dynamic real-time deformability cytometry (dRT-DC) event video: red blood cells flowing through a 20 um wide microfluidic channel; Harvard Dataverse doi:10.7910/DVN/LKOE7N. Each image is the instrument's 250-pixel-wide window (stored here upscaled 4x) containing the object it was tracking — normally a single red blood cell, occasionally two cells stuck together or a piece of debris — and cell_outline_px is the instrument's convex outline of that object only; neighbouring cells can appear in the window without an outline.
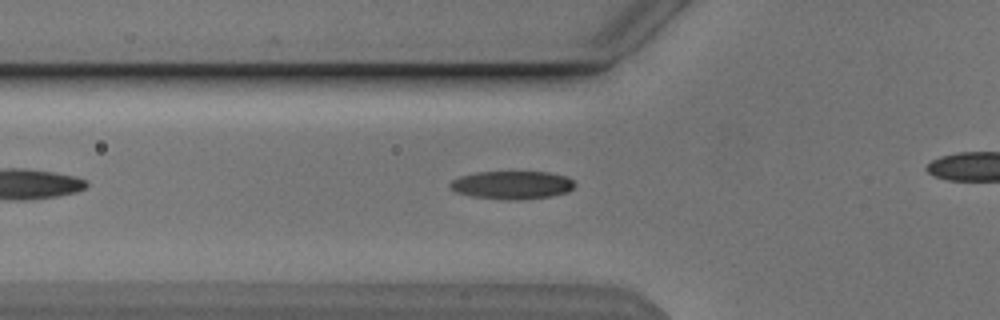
{"species": "Egyptian fruit bat (a non-hibernating species)", "species_latin": "Rousettus aegyptiacus", "temperature_condition": "cold", "stored_images_in_passage": 33, "camera_frame_rate_fps": 3000, "um_per_image_px": 0.085, "animal": {"sex": "male"}, "frame": {"image": 1, "passage_image": 8, "time_ms": 2.333, "image_size_px": [1000, 320], "cell_outline_px": [[576, 184], [568, 192], [552, 196], [524, 200], [508, 200], [472, 196], [456, 192], [448, 184], [452, 180], [460, 176], [476, 172], [548, 172], [568, 176]], "centroid_in_image_um": [43.55, 15.73], "position_along_channel_um": 82.2, "area_um2": 20.58}}
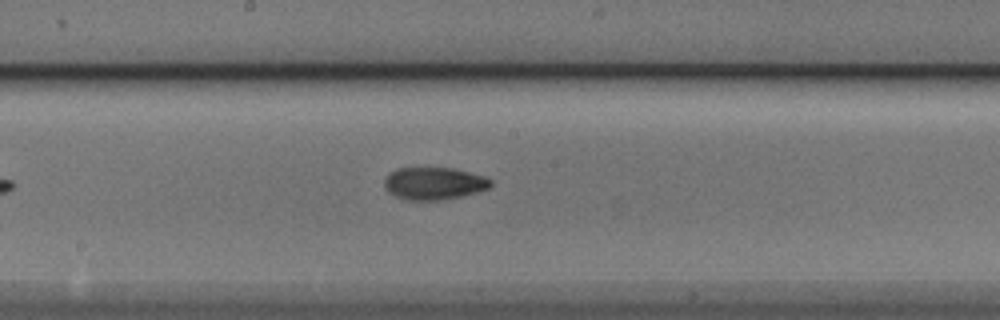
{"frame": {"image": 2, "passage_image": 18, "time_ms": 5.667, "image_size_px": [1000, 320], "cell_outline_px": [[492, 184], [488, 188], [476, 192], [444, 200], [408, 200], [396, 196], [388, 192], [384, 184], [384, 180], [388, 172], [396, 168], [452, 168], [484, 176], [492, 180]], "centroid_in_image_um": [36.86, 15.59], "position_along_channel_um": 211.3, "area_um2": 20.06}}
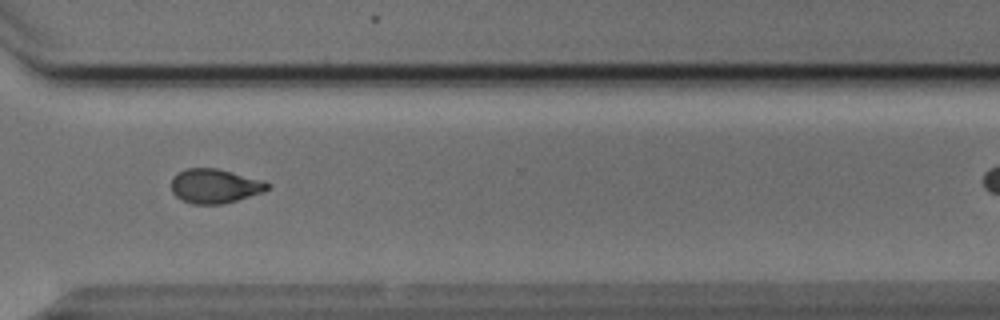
{"frame": {"image": 3, "passage_image": 29, "time_ms": 9.333, "image_size_px": [1000, 320], "cell_outline_px": [[268, 188], [264, 192], [224, 204], [192, 204], [180, 200], [172, 192], [172, 176], [176, 172], [184, 168], [216, 168], [264, 180], [268, 184]], "centroid_in_image_um": [18.22, 15.81], "position_along_channel_um": 352.4, "area_um2": 19.42}}